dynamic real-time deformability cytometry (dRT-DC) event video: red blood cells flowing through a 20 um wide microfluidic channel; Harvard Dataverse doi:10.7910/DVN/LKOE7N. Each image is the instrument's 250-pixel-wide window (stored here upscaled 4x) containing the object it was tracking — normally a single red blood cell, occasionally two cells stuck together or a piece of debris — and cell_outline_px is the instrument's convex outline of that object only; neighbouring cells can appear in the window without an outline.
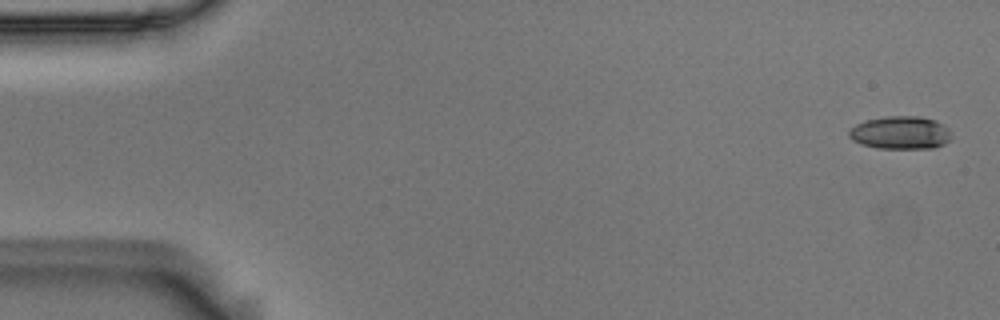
{"species": "Egyptian fruit bat (a non-hibernating species)", "species_latin": "Rousettus aegyptiacus", "temperature_condition": "room temperature", "stored_images_in_passage": 55, "camera_frame_rate_fps": 3000, "um_per_image_px": 0.085, "animal": {"sex": "male"}, "frame": {"image": 1, "passage_image": 2, "time_ms": 0.333, "image_size_px": [1000, 320], "cell_outline_px": [[952, 140], [944, 144], [932, 148], [876, 148], [860, 144], [852, 140], [848, 136], [848, 132], [856, 124], [864, 120], [888, 116], [920, 116], [936, 120], [944, 124], [948, 128], [952, 136]], "centroid_in_image_um": [76.56, 11.28], "position_along_channel_um": 8.4, "area_um2": 19.94}}
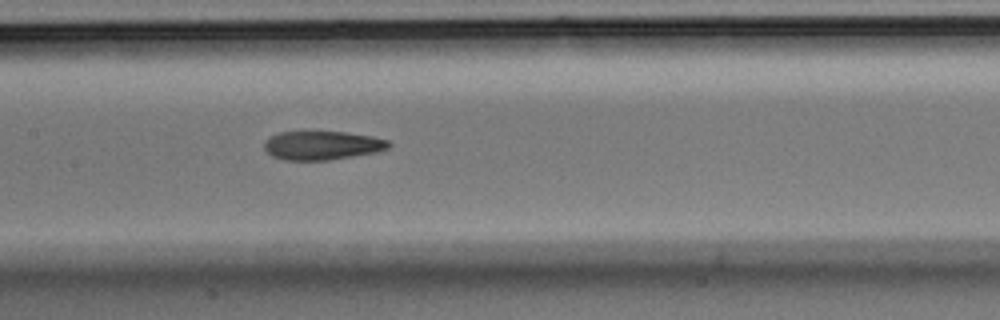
{"frame": {"image": 2, "passage_image": 27, "time_ms": 8.667, "image_size_px": [1000, 320], "cell_outline_px": [[392, 144], [388, 148], [376, 152], [328, 160], [284, 160], [272, 156], [264, 148], [264, 140], [268, 136], [280, 132], [344, 132], [372, 136], [388, 140]], "centroid_in_image_um": [27.36, 12.35], "position_along_channel_um": 180.0, "area_um2": 20.87}}
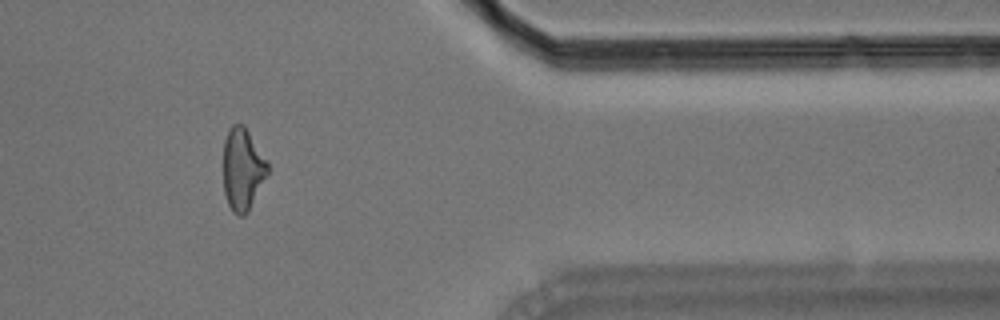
{"frame": {"image": 3, "passage_image": 46, "time_ms": 15.0, "image_size_px": [1000, 320], "cell_outline_px": [[268, 172], [248, 212], [244, 216], [236, 216], [232, 212], [228, 204], [224, 192], [224, 140], [228, 128], [232, 124], [244, 124], [268, 164]], "centroid_in_image_um": [20.6, 14.39], "position_along_channel_um": 390.8, "area_um2": 21.1}, "authors_computed_cell_mechanics": {"area_um2": 21.386, "velocity_mm_per_s": 3.67, "shape_relaxation_time_tau1_ms": 10.5364, "shape_relaxation_time_tau2_ms": 3.1246, "deformation_change_tau1": 0.2511, "deformation_change_tau2": 0.1198}}